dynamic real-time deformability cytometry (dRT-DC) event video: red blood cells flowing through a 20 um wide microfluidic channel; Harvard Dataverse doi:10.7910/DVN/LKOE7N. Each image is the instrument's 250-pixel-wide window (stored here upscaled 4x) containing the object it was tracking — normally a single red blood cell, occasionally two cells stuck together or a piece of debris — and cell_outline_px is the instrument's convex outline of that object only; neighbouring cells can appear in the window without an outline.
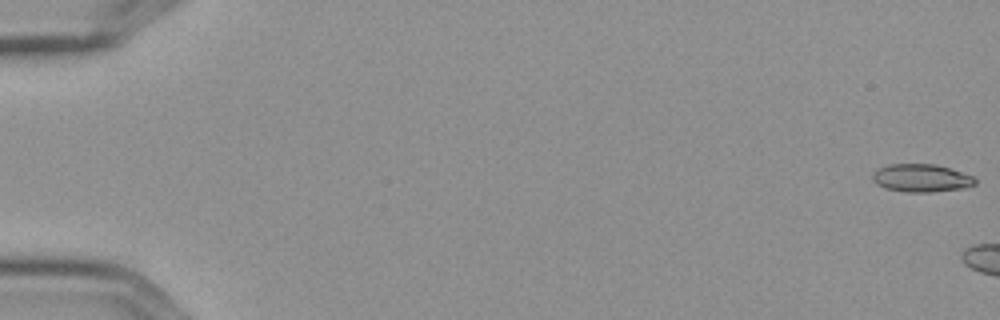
{"species": "Egyptian fruit bat (a non-hibernating species)", "species_latin": "Rousettus aegyptiacus", "temperature_condition": "cold", "stored_images_in_passage": 6, "camera_frame_rate_fps": 3000, "um_per_image_px": 0.085, "frame": {"image": 1, "passage_image": 1, "time_ms": 0.0, "image_size_px": [1000, 320], "cell_outline_px": [[976, 184], [960, 188], [928, 192], [908, 192], [884, 188], [876, 184], [872, 180], [872, 172], [888, 164], [936, 164], [972, 176], [976, 180]], "centroid_in_image_um": [78.25, 15.13], "position_along_channel_um": 6.8, "area_um2": 16.47}}